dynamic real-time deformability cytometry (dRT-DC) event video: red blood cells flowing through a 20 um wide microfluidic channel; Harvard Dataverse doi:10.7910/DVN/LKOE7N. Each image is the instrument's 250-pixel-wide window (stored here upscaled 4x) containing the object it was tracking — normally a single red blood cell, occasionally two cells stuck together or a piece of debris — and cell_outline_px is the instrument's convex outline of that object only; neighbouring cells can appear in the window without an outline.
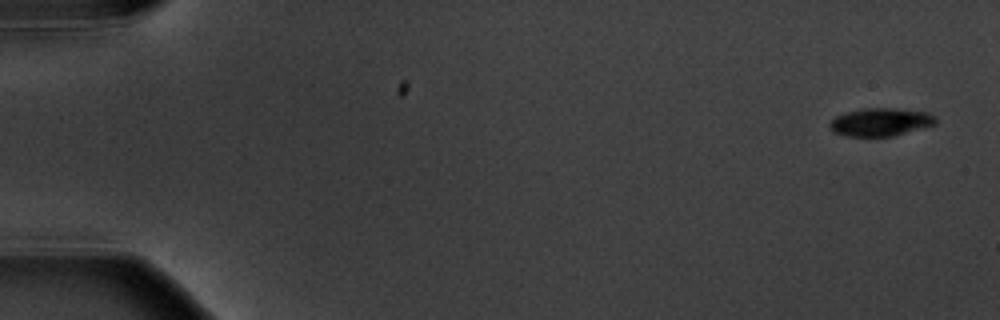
{"species": "common noctule bat (a hibernating species)", "species_latin": "Nyctalus noctula", "temperature_condition": "warm", "stored_images_in_passage": 7, "camera_frame_rate_fps": 3000, "um_per_image_px": 0.085, "animal": {"sex": "male", "body_mass_g": 20.1, "forearm_length_mm": 53.5}, "frame": {"image": 1, "passage_image": 1, "time_ms": 0.0, "image_size_px": [1000, 320], "cell_outline_px": [[936, 124], [892, 136], [848, 136], [836, 132], [828, 124], [836, 116], [848, 112], [864, 108], [892, 108], [924, 112], [932, 116], [936, 120]], "centroid_in_image_um": [74.83, 10.37], "position_along_channel_um": 10.2, "area_um2": 16.76}}
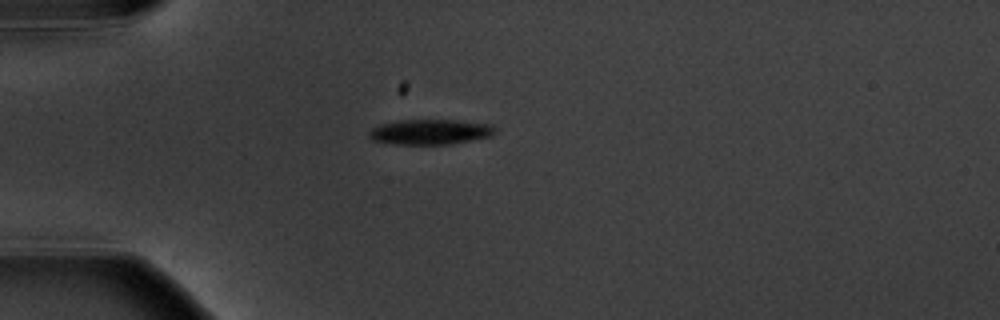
{"frame": {"image": 2, "passage_image": 5, "time_ms": 4.667, "image_size_px": [1000, 320], "cell_outline_px": [[496, 132], [492, 136], [452, 144], [396, 144], [372, 140], [368, 136], [368, 132], [372, 128], [380, 124], [400, 120], [456, 120], [488, 124], [496, 128]], "centroid_in_image_um": [36.56, 11.21], "position_along_channel_um": 48.4, "area_um2": 18.5}}